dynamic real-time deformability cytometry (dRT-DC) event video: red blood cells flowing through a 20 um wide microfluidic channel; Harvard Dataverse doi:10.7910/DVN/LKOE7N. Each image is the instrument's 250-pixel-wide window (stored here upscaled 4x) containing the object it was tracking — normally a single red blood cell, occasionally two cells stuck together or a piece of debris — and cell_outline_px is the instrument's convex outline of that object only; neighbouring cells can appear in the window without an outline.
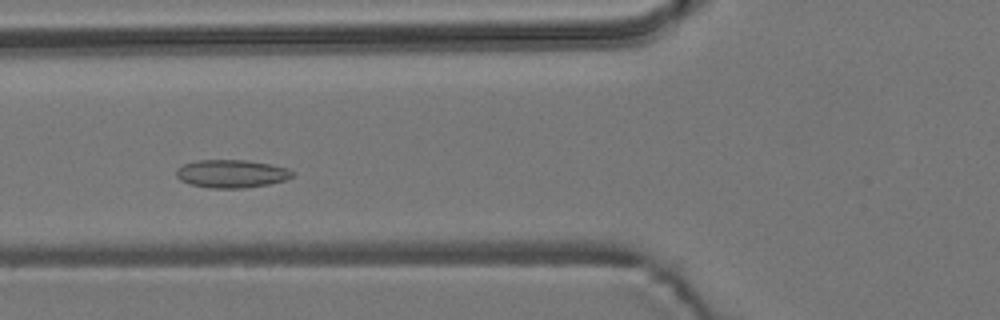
{"species": "common noctule bat (a hibernating species)", "species_latin": "Nyctalus noctula", "temperature_condition": "room temperature", "stored_images_in_passage": 8, "camera_frame_rate_fps": 3000, "um_per_image_px": 0.085, "animal": {"sex": "male", "body_mass_g": 19.2, "forearm_length_mm": 51.8}, "frame": {"image": 1, "passage_image": 4, "time_ms": 3.667, "image_size_px": [1000, 320], "cell_outline_px": [[296, 172], [292, 176], [284, 180], [268, 184], [244, 188], [208, 188], [188, 184], [180, 180], [176, 176], [176, 168], [184, 164], [196, 160], [248, 160], [288, 168]], "centroid_in_image_um": [19.65, 14.76], "position_along_channel_um": 106.2, "area_um2": 19.07}}
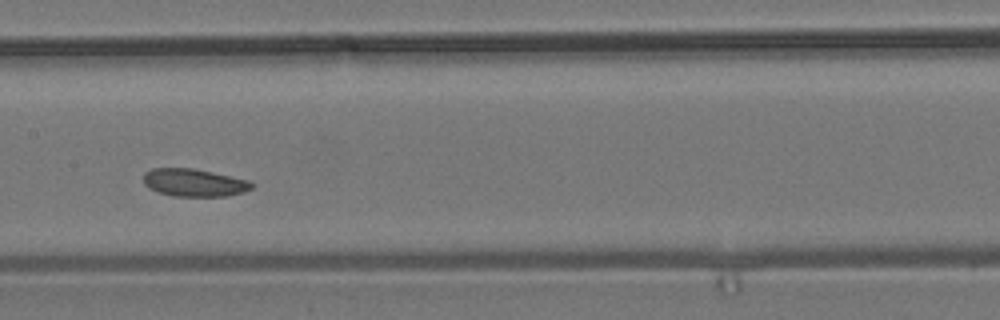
{"frame": {"image": 2, "passage_image": 6, "time_ms": 6.0, "image_size_px": [1000, 320], "cell_outline_px": [[252, 188], [244, 192], [228, 196], [172, 196], [148, 188], [144, 184], [144, 172], [152, 168], [192, 168], [212, 172], [248, 180], [252, 184]], "centroid_in_image_um": [16.47, 15.52], "position_along_channel_um": 190.9, "area_um2": 17.4}}
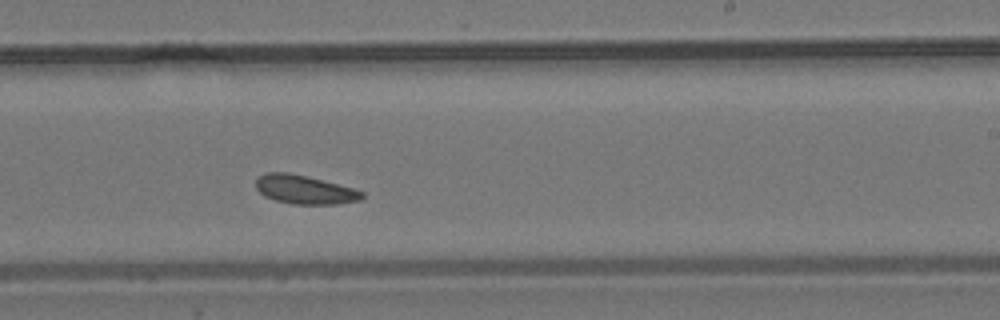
{"frame": {"image": 3, "passage_image": 8, "time_ms": 8.0, "image_size_px": [1000, 320], "cell_outline_px": [[364, 196], [360, 200], [336, 204], [292, 204], [276, 200], [264, 196], [256, 188], [256, 180], [264, 172], [288, 172], [352, 188], [364, 192]], "centroid_in_image_um": [25.86, 16.12], "position_along_channel_um": 263.1, "area_um2": 17.51}}